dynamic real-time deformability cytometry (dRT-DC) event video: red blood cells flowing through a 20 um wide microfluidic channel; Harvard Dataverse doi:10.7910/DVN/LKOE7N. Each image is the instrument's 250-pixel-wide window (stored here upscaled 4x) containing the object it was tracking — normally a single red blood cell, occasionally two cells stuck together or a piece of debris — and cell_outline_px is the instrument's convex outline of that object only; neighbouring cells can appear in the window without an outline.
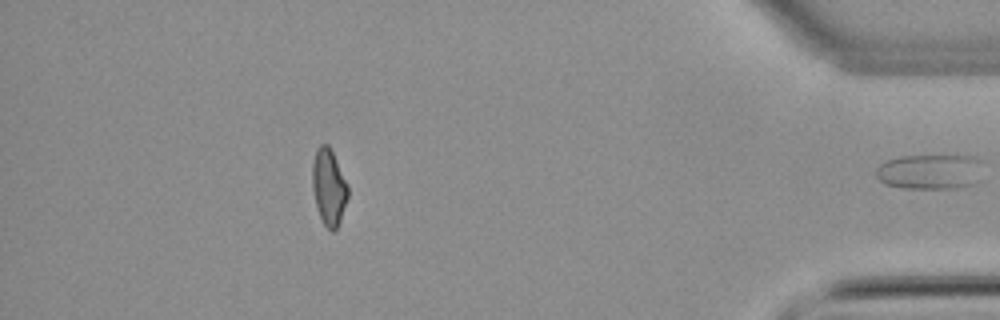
{"species": "common noctule bat (a hibernating species)", "species_latin": "Nyctalus noctula", "temperature_condition": "warm", "stored_images_in_passage": 40, "segment_of_instrument_passage": [2, 2], "camera_frame_rate_fps": 3000, "um_per_image_px": 0.085, "animal": {"sex": "male", "body_mass_g": 21.5, "forearm_length_mm": 52.0}, "frame": {"image": 1, "passage_image": 40, "time_ms": 13.0, "image_size_px": [1000, 320], "cell_outline_px": [[984, 160], [972, 184], [960, 188], [904, 188], [884, 184], [876, 176], [876, 168], [884, 160], [900, 156], [972, 156]], "centroid_in_image_um": [78.99, 14.58], "position_along_channel_um": 356.2, "area_um2": 21.79}}